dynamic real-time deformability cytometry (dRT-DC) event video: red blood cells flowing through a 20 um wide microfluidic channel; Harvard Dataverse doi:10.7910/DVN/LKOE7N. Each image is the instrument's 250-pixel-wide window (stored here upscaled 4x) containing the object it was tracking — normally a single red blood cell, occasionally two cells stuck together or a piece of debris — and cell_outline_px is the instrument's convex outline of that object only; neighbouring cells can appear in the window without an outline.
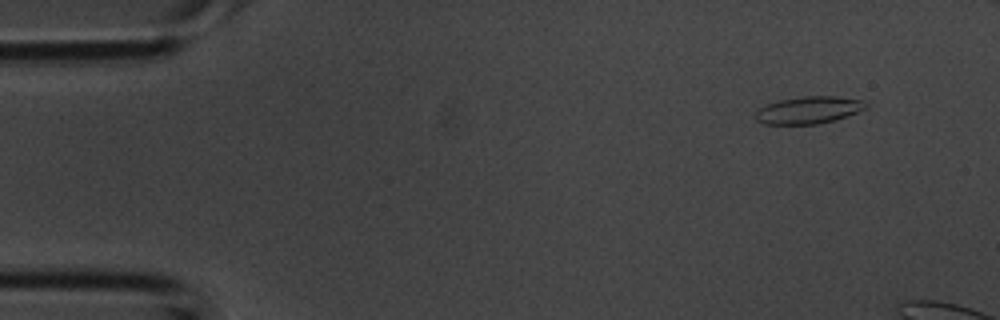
{"species": "common noctule bat (a hibernating species)", "species_latin": "Nyctalus noctula", "temperature_condition": "room temperature", "stored_images_in_passage": 4, "camera_frame_rate_fps": 3000, "um_per_image_px": 0.085, "animal": {"sex": "male", "body_mass_g": 20.1, "forearm_length_mm": 53.5}, "frame": {"image": 1, "passage_image": 2, "time_ms": 0.333, "image_size_px": [1000, 320], "cell_outline_px": [[868, 108], [836, 120], [816, 124], [764, 124], [756, 120], [756, 112], [760, 108], [768, 104], [780, 100], [804, 96], [836, 96], [864, 100], [868, 104]], "centroid_in_image_um": [68.79, 9.35], "position_along_channel_um": 16.2, "area_um2": 17.51}}